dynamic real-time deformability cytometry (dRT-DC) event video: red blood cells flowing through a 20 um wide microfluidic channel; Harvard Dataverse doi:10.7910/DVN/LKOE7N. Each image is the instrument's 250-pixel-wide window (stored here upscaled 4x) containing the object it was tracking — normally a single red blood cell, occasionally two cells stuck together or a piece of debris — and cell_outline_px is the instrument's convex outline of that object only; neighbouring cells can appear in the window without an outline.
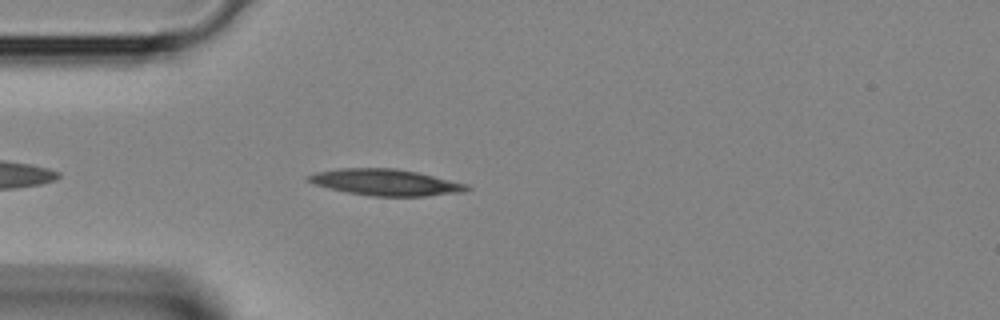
{"species": "Egyptian fruit bat (a non-hibernating species)", "species_latin": "Rousettus aegyptiacus", "temperature_condition": "room temperature", "stored_images_in_passage": 3, "camera_frame_rate_fps": 3000, "um_per_image_px": 0.085, "animal": {"sex": "female"}, "frame": {"image": 1, "passage_image": 3, "time_ms": 0.667, "image_size_px": [1000, 320], "cell_outline_px": [[472, 188], [464, 192], [424, 196], [376, 196], [348, 192], [316, 184], [308, 180], [304, 176], [316, 172], [340, 168], [396, 168], [416, 172], [468, 184]], "centroid_in_image_um": [32.81, 15.49], "position_along_channel_um": 52.2, "area_um2": 24.04}}